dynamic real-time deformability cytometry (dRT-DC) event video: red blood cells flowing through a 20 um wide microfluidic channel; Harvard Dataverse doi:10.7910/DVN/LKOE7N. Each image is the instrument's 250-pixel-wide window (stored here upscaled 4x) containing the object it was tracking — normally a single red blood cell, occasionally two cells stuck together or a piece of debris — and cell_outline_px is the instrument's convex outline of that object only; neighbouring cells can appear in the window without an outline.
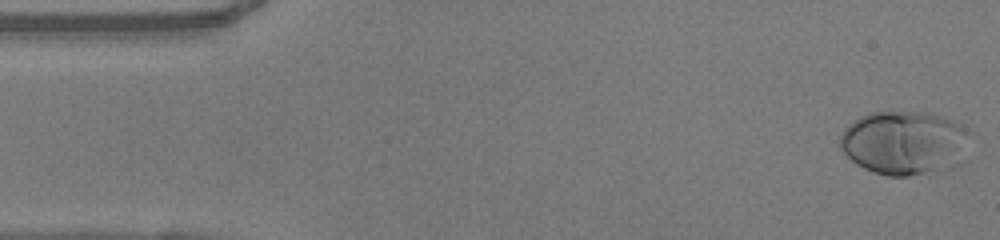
{"species": "human", "species_latin": "Homo sapiens", "temperature_condition": "warm", "stored_images_in_passage": 49, "camera_frame_rate_fps": 3000, "um_per_image_px": 0.085, "donor": {"sex": "female"}, "frame": {"image": 1, "passage_image": 1, "time_ms": 0.0, "image_size_px": [1000, 240], "cell_outline_px": [[968, 128], [932, 168], [924, 172], [908, 176], [888, 176], [872, 172], [856, 164], [840, 148], [840, 136], [844, 128], [848, 124], [860, 116], [872, 112], [928, 112], [944, 116]], "centroid_in_image_um": [76.45, 12.02], "position_along_channel_um": 8.6, "area_um2": 44.04}}
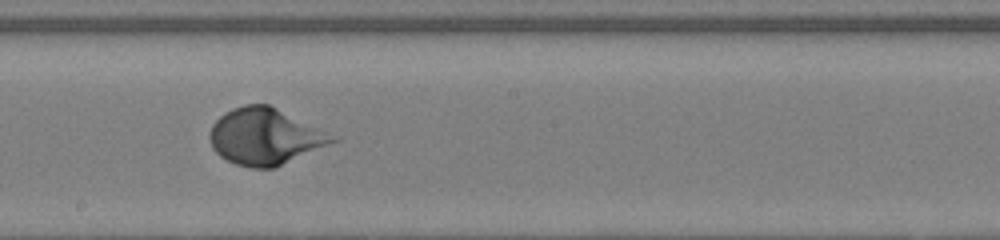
{"frame": {"image": 2, "passage_image": 26, "time_ms": 8.333, "image_size_px": [1000, 240], "cell_outline_px": [[340, 140], [276, 168], [252, 168], [236, 164], [220, 156], [212, 148], [208, 136], [208, 132], [212, 124], [224, 112], [232, 108], [244, 104], [268, 104], [340, 136]], "centroid_in_image_um": [22.57, 11.6], "position_along_channel_um": 225.6, "area_um2": 40.98}}
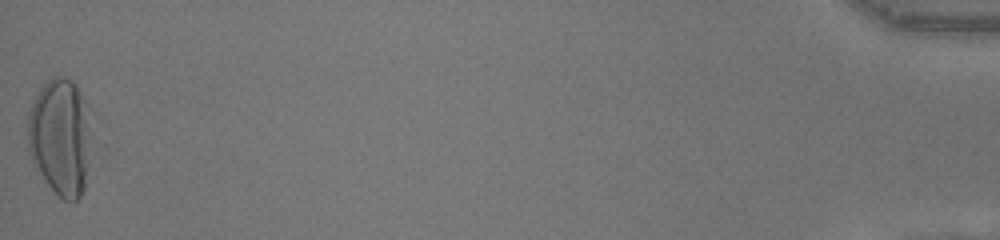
{"frame": {"image": 3, "passage_image": 49, "time_ms": 16.0, "image_size_px": [1000, 240], "cell_outline_px": [[104, 144], [84, 188], [80, 196], [76, 200], [64, 200], [44, 180], [32, 160], [28, 152], [28, 116], [32, 100], [40, 88], [52, 76], [64, 76], [72, 80], [76, 84], [84, 100]], "centroid_in_image_um": [5.35, 11.66], "position_along_channel_um": 429.9, "area_um2": 47.22}, "authors_computed_cell_mechanics": {"area_um2": 39.6508, "velocity_mm_per_s": 4.0587, "shape_relaxation_time_tau1_ms": 2.5865, "shape_relaxation_time_tau2_ms": null, "deformation_change_tau1": 0.2019, "deformation_change_tau2": null}}